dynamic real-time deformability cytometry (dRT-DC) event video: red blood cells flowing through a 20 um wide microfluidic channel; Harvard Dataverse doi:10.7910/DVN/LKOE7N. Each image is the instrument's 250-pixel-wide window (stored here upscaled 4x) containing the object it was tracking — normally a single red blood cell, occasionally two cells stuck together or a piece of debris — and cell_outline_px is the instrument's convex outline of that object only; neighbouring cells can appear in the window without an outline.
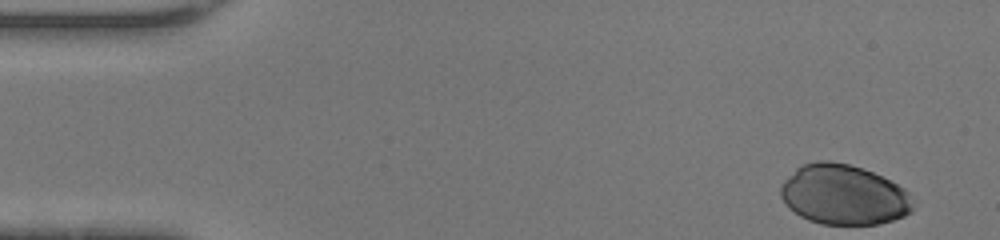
{"species": "human", "species_latin": "Homo sapiens", "temperature_condition": "warm", "stored_images_in_passage": 35, "camera_frame_rate_fps": 3000, "um_per_image_px": 0.085, "donor": {"sex": "female"}, "frame": {"image": 1, "passage_image": 1, "time_ms": 0.0, "image_size_px": [1000, 240], "cell_outline_px": [[912, 208], [904, 216], [880, 224], [820, 224], [808, 220], [800, 216], [780, 196], [780, 188], [784, 180], [800, 164], [816, 160], [828, 160], [848, 164], [864, 168], [904, 188], [908, 192]], "centroid_in_image_um": [71.68, 16.54], "position_along_channel_um": 13.3, "area_um2": 46.01}}
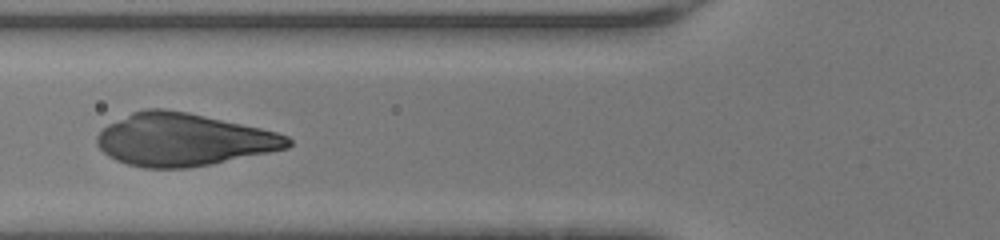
{"frame": {"image": 2, "passage_image": 16, "time_ms": 5.0, "image_size_px": [1000, 240], "cell_outline_px": [[292, 144], [288, 148], [212, 164], [188, 168], [144, 168], [128, 164], [116, 160], [108, 156], [96, 144], [96, 136], [108, 124], [132, 112], [144, 108], [164, 108], [188, 112], [260, 128], [276, 132], [288, 136], [292, 140]], "centroid_in_image_um": [15.57, 11.87], "position_along_channel_um": 110.2, "area_um2": 58.44}}
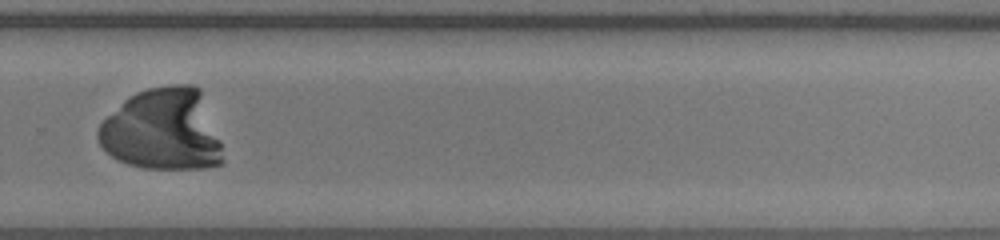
{"frame": {"image": 3, "passage_image": 30, "time_ms": 9.667, "image_size_px": [1000, 240], "cell_outline_px": [[224, 164], [208, 168], [144, 168], [128, 164], [116, 160], [100, 144], [96, 136], [96, 132], [100, 124], [124, 100], [136, 92], [148, 88], [172, 84], [192, 84], [200, 88], [220, 140], [224, 160]], "centroid_in_image_um": [13.85, 11.03], "position_along_channel_um": 316.0, "area_um2": 59.65}}